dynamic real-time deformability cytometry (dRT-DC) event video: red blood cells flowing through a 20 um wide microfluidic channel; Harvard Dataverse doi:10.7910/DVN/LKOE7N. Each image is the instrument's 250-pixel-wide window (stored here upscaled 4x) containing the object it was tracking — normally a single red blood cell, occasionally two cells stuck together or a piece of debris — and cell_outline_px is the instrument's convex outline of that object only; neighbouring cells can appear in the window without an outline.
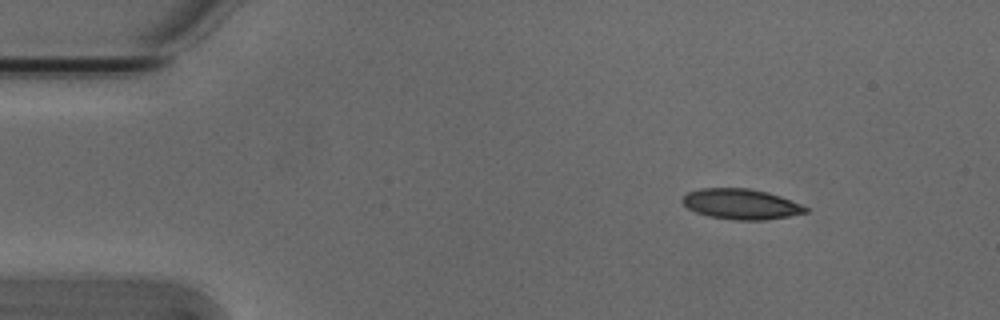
{"species": "Egyptian fruit bat (a non-hibernating species)", "species_latin": "Rousettus aegyptiacus", "temperature_condition": "cold", "stored_images_in_passage": 3, "camera_frame_rate_fps": 3000, "um_per_image_px": 0.085, "animal": {"sex": "male"}, "frame": {"image": 1, "passage_image": 1, "time_ms": 0.0, "image_size_px": [1000, 320], "cell_outline_px": [[808, 212], [788, 216], [764, 220], [736, 220], [708, 216], [696, 212], [688, 208], [680, 200], [688, 192], [700, 188], [748, 188], [768, 192], [780, 196], [800, 204], [808, 208]], "centroid_in_image_um": [62.97, 17.34], "position_along_channel_um": 22.0, "area_um2": 21.73}}